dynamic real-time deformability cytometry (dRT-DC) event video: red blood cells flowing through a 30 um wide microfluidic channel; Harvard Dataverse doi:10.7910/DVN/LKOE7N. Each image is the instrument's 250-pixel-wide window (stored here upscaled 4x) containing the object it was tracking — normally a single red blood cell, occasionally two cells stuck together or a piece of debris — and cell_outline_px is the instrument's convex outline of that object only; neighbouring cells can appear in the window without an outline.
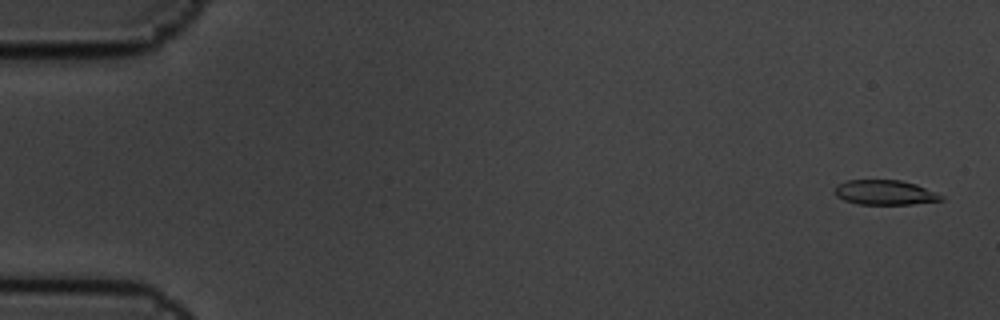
{"species": "common noctule bat (a hibernating species)", "species_latin": "Nyctalus noctula", "temperature_condition": "cold", "stored_images_in_passage": 9, "camera_frame_rate_fps": 3000, "um_per_image_px": 0.085, "animal": {"sex": "male", "body_mass_g": 19.5, "forearm_length_mm": 54.6}, "frame": {"image": 1, "passage_image": 1, "time_ms": 0.0, "image_size_px": [1000, 320], "cell_outline_px": [[944, 200], [912, 204], [860, 204], [844, 200], [836, 196], [832, 192], [836, 184], [848, 180], [900, 180], [916, 184], [936, 192], [944, 196]], "centroid_in_image_um": [75.19, 16.36], "position_along_channel_um": 9.8, "area_um2": 15.49}}
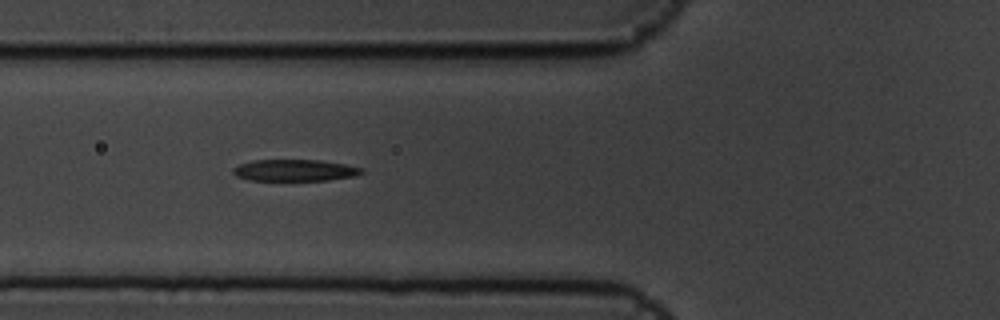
{"frame": {"image": 2, "passage_image": 7, "time_ms": 2.0, "image_size_px": [1000, 320], "cell_outline_px": [[364, 172], [352, 176], [328, 180], [248, 180], [236, 176], [232, 172], [232, 168], [240, 164], [252, 160], [320, 160], [344, 164], [364, 168]], "centroid_in_image_um": [25.02, 14.47], "position_along_channel_um": 100.8, "area_um2": 16.13}}
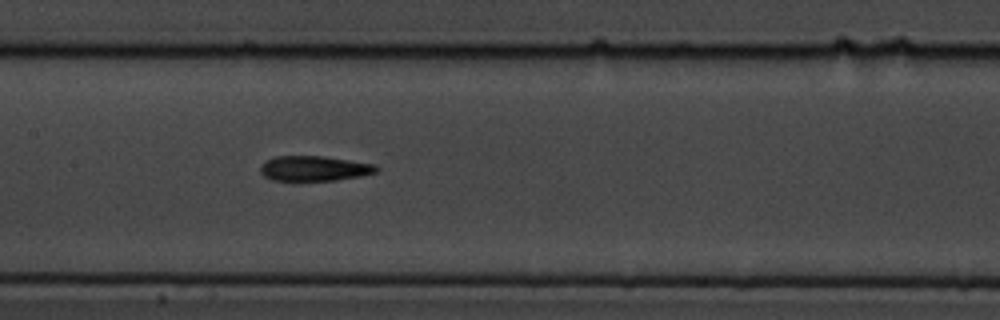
{"frame": {"image": 3, "passage_image": 9, "time_ms": 2.667, "image_size_px": [1000, 320], "cell_outline_px": [[380, 168], [376, 172], [360, 176], [336, 180], [272, 180], [264, 176], [260, 172], [260, 164], [264, 160], [276, 156], [324, 156], [372, 164]], "centroid_in_image_um": [26.65, 14.31], "position_along_channel_um": 180.7, "area_um2": 16.88}}